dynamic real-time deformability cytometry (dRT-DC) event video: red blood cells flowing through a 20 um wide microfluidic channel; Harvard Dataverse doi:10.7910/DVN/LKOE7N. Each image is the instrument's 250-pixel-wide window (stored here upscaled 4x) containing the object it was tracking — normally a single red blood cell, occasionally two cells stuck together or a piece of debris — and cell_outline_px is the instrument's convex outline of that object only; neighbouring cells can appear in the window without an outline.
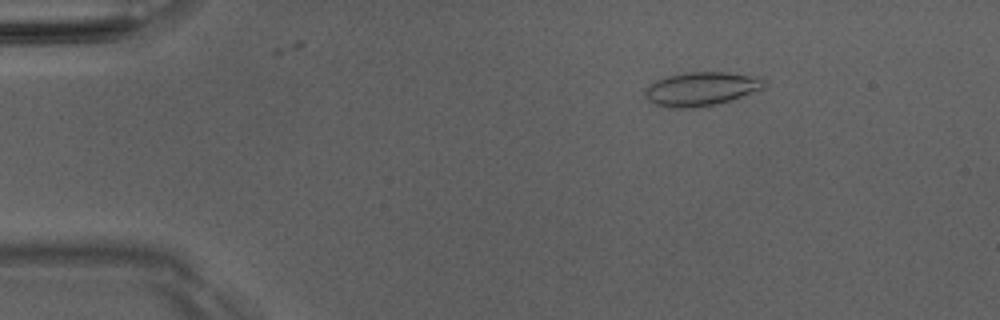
{"species": "Egyptian fruit bat (a non-hibernating species)", "species_latin": "Rousettus aegyptiacus", "temperature_condition": "room temperature", "stored_images_in_passage": 50, "camera_frame_rate_fps": 3000, "um_per_image_px": 0.085, "animal": {"sex": "male"}, "frame": {"image": 1, "passage_image": 7, "time_ms": 2.0, "image_size_px": [1000, 320], "cell_outline_px": [[764, 88], [728, 100], [712, 104], [692, 108], [676, 108], [656, 104], [648, 100], [644, 96], [644, 92], [648, 84], [664, 76], [684, 72], [724, 72], [760, 76], [764, 80]], "centroid_in_image_um": [59.55, 7.53], "position_along_channel_um": 25.4, "area_um2": 23.29}}
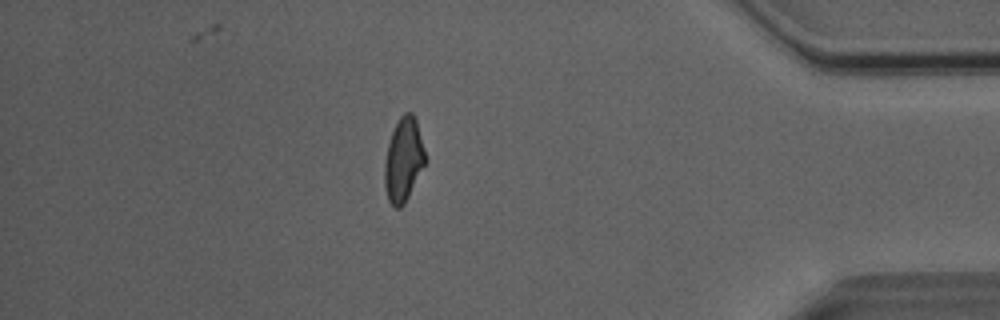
{"frame": {"image": 2, "passage_image": 43, "time_ms": 14.0, "image_size_px": [1000, 320], "cell_outline_px": [[424, 164], [404, 204], [400, 208], [396, 208], [388, 200], [384, 184], [384, 160], [388, 144], [396, 120], [404, 112], [412, 112], [416, 120], [424, 152]], "centroid_in_image_um": [34.25, 13.56], "position_along_channel_um": 400.9, "area_um2": 19.48}}
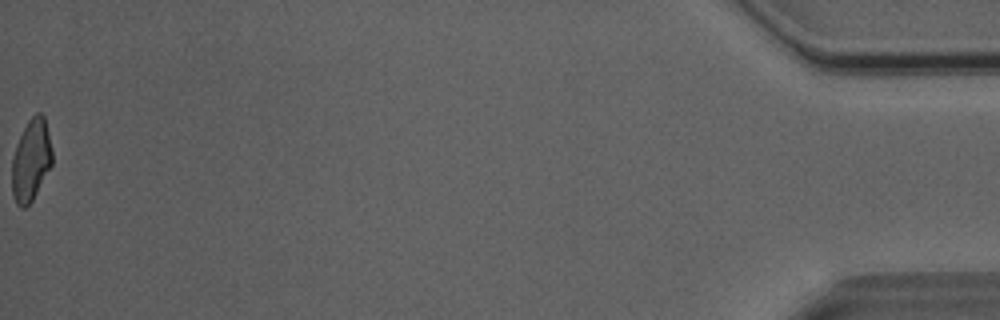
{"frame": {"image": 3, "passage_image": 50, "time_ms": 16.333, "image_size_px": [1000, 320], "cell_outline_px": [[52, 164], [32, 200], [24, 208], [20, 208], [16, 204], [12, 196], [12, 156], [16, 144], [28, 120], [36, 112], [40, 112], [44, 116], [48, 132], [52, 152]], "centroid_in_image_um": [2.62, 13.62], "position_along_channel_um": 432.6, "area_um2": 19.13}, "authors_computed_cell_mechanics": {"area_um2": 20.4901, "velocity_mm_per_s": 4.0801, "shape_relaxation_time_tau1_ms": 4.2533, "shape_relaxation_time_tau2_ms": 1.5364, "deformation_change_tau1": 0.1459, "deformation_change_tau2": 0.0832}}